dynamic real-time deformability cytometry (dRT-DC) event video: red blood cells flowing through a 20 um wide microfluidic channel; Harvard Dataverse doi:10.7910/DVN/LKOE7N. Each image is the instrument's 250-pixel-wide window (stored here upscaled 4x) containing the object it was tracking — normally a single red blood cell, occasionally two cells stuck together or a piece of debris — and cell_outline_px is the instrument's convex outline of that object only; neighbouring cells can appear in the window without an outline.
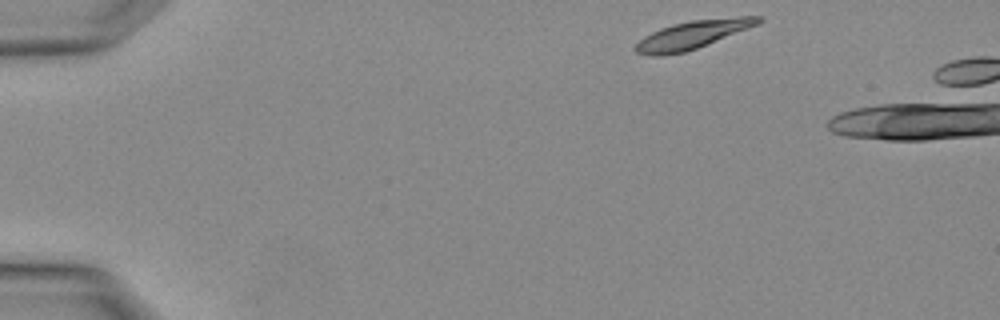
{"species": "Egyptian fruit bat (a non-hibernating species)", "species_latin": "Rousettus aegyptiacus", "temperature_condition": "warm", "stored_images_in_passage": 3, "segment_of_instrument_passage": [2, 2], "camera_frame_rate_fps": 3000, "um_per_image_px": 0.085, "animal": {"sex": "female"}, "frame": {"image": 1, "passage_image": 3, "time_ms": 0.667, "image_size_px": [1000, 320], "cell_outline_px": [[764, 20], [756, 24], [696, 48], [684, 52], [660, 56], [652, 56], [636, 52], [632, 48], [644, 36], [660, 28], [672, 24], [692, 20], [740, 16], [764, 16]], "centroid_in_image_um": [58.8, 2.94], "position_along_channel_um": 26.2, "area_um2": 19.71}}